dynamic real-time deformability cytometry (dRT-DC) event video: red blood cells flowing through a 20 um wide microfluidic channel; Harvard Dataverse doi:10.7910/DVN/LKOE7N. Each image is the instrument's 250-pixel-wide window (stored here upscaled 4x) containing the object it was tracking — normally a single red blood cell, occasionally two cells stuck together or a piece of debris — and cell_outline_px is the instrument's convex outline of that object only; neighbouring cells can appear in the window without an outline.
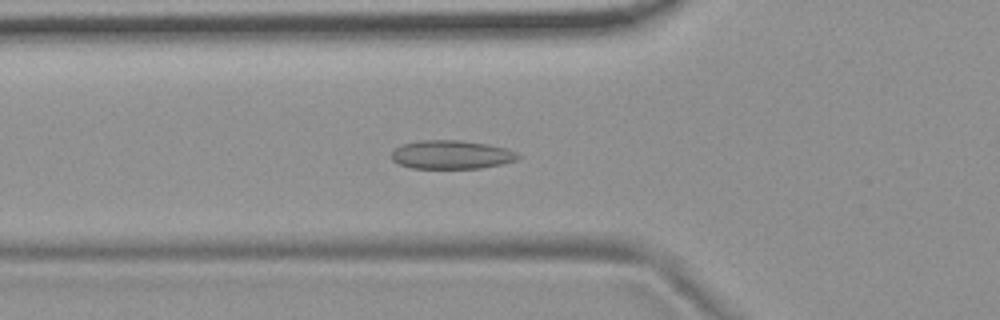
{"species": "common noctule bat (a hibernating species)", "species_latin": "Nyctalus noctula", "temperature_condition": "room temperature", "stored_images_in_passage": 53, "camera_frame_rate_fps": 3000, "um_per_image_px": 0.085, "animal": {"sex": "female", "body_mass_g": 19.9}, "frame": {"image": 1, "passage_image": 18, "time_ms": 5.667, "image_size_px": [1000, 320], "cell_outline_px": [[520, 156], [516, 160], [504, 164], [480, 168], [412, 168], [400, 164], [392, 160], [392, 152], [400, 144], [420, 140], [460, 140], [488, 144], [508, 148], [516, 152]], "centroid_in_image_um": [38.39, 13.14], "position_along_channel_um": 87.4, "area_um2": 21.21}}
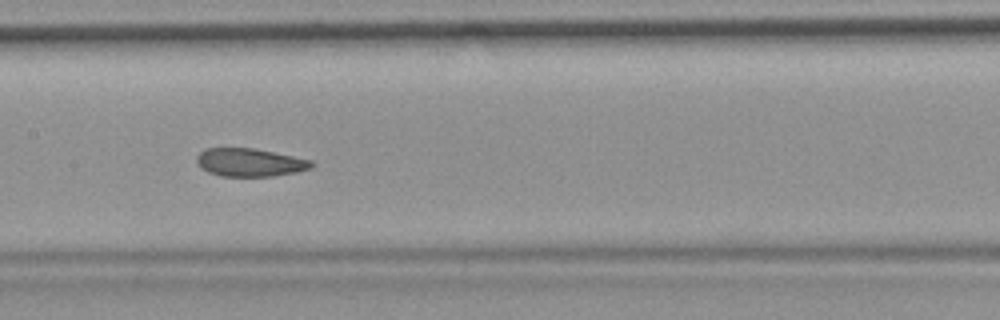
{"frame": {"image": 2, "passage_image": 26, "time_ms": 8.333, "image_size_px": [1000, 320], "cell_outline_px": [[316, 164], [312, 168], [296, 172], [272, 176], [220, 176], [208, 172], [200, 168], [196, 164], [196, 156], [204, 148], [252, 148], [312, 160]], "centroid_in_image_um": [21.21, 13.81], "position_along_channel_um": 186.2, "area_um2": 18.9}}
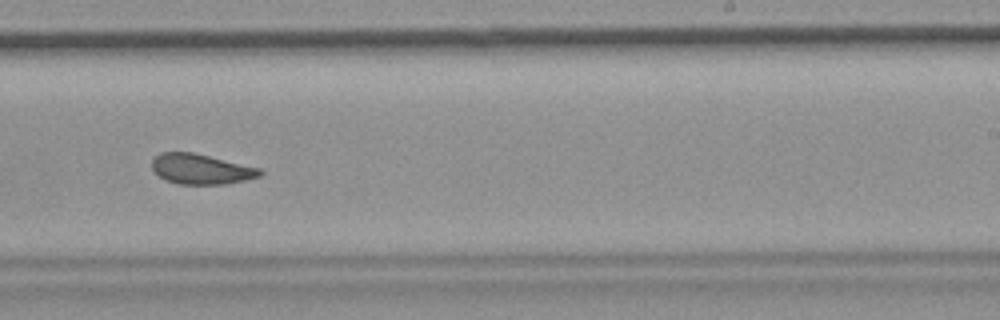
{"frame": {"image": 3, "passage_image": 33, "time_ms": 10.667, "image_size_px": [1000, 320], "cell_outline_px": [[264, 172], [260, 176], [228, 184], [176, 184], [160, 176], [152, 168], [152, 160], [160, 152], [192, 152], [260, 168]], "centroid_in_image_um": [17.1, 14.37], "position_along_channel_um": 271.9, "area_um2": 18.84}, "authors_computed_cell_mechanics": {"area_um2": 20.3456, "velocity_mm_per_s": 3.6981, "shape_relaxation_time_tau1_ms": null, "shape_relaxation_time_tau2_ms": 2.127, "deformation_change_tau1": null, "deformation_change_tau2": 0.0798}}